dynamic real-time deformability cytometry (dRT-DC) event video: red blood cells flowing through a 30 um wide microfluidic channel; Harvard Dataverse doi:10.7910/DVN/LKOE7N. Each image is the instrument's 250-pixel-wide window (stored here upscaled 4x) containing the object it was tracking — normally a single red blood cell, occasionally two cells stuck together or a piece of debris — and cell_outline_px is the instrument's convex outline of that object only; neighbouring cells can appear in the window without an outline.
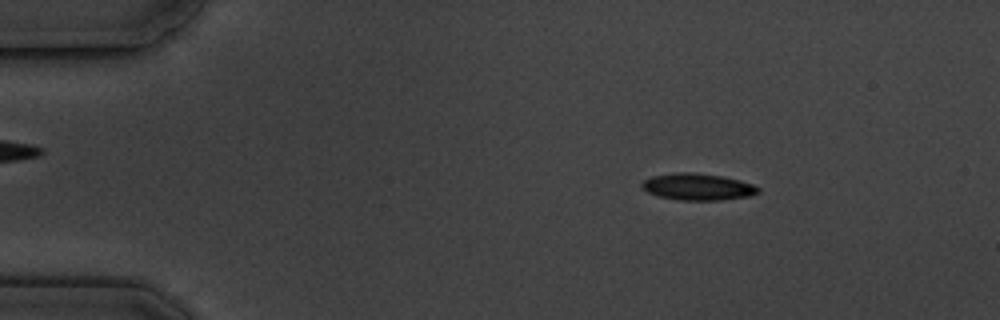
{"species": "common noctule bat (a hibernating species)", "species_latin": "Nyctalus noctula", "temperature_condition": "cold", "stored_images_in_passage": 9, "camera_frame_rate_fps": 3000, "um_per_image_px": 0.085, "animal": {"sex": "male", "body_mass_g": 19.5, "forearm_length_mm": 54.6}, "frame": {"image": 1, "passage_image": 1, "time_ms": 0.0, "image_size_px": [1000, 320], "cell_outline_px": [[760, 192], [748, 196], [720, 200], [680, 200], [656, 196], [648, 192], [640, 184], [644, 180], [652, 176], [676, 172], [692, 172], [720, 176], [740, 180], [752, 184], [760, 188]], "centroid_in_image_um": [59.29, 15.88], "position_along_channel_um": 25.7, "area_um2": 18.03}}
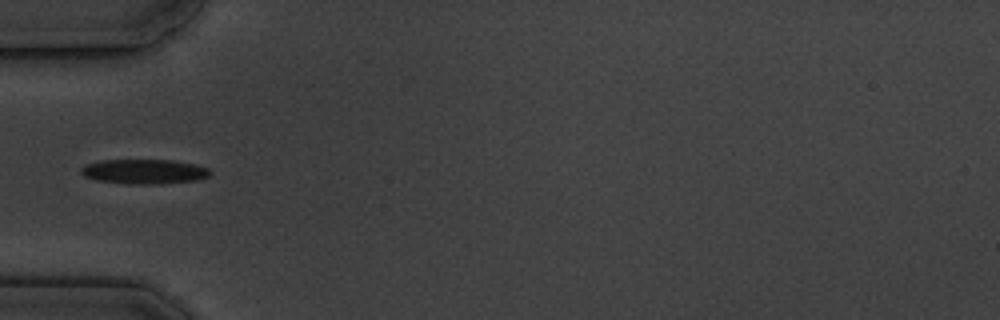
{"frame": {"image": 2, "passage_image": 4, "time_ms": 3.333, "image_size_px": [1000, 320], "cell_outline_px": [[212, 172], [208, 176], [200, 180], [160, 184], [128, 184], [96, 180], [84, 176], [80, 172], [80, 168], [84, 164], [100, 160], [172, 160], [196, 164], [208, 168]], "centroid_in_image_um": [12.25, 14.58], "position_along_channel_um": 72.7, "area_um2": 18.84}}